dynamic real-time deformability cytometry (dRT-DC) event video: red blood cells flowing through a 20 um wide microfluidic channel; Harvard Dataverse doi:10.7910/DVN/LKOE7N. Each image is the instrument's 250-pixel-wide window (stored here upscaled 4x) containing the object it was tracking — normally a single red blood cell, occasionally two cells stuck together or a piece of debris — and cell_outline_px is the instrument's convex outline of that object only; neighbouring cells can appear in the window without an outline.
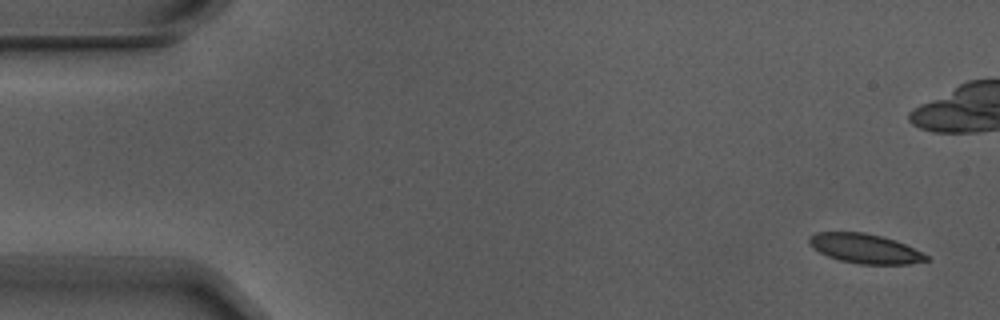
{"species": "Egyptian fruit bat (a non-hibernating species)", "species_latin": "Rousettus aegyptiacus", "temperature_condition": "warm", "stored_images_in_passage": 6, "camera_frame_rate_fps": 3000, "um_per_image_px": 0.085, "animal": {"sex": "male"}, "frame": {"image": 1, "passage_image": 1, "time_ms": 0.0, "image_size_px": [1000, 320], "cell_outline_px": [[928, 260], [908, 264], [860, 264], [840, 260], [828, 256], [820, 252], [808, 244], [808, 236], [816, 232], [864, 232], [896, 240], [928, 256]], "centroid_in_image_um": [73.47, 21.12], "position_along_channel_um": 11.5, "area_um2": 19.94}}